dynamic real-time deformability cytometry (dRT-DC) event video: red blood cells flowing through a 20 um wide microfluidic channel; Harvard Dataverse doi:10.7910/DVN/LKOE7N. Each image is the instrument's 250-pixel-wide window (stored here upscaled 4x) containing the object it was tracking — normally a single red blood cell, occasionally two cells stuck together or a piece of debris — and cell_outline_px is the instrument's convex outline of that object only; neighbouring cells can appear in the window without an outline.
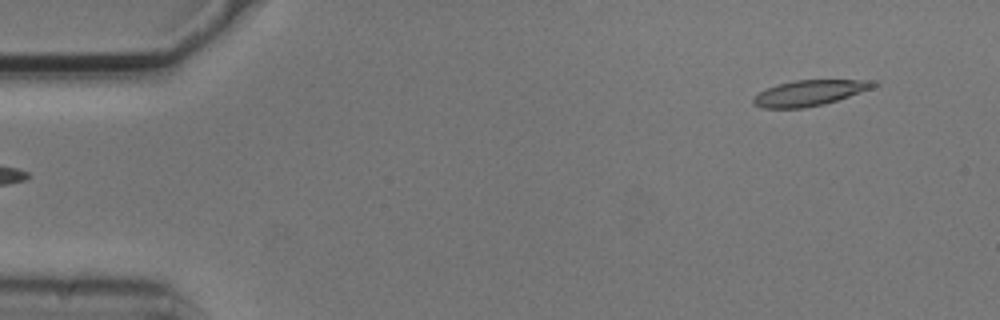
{"species": "common noctule bat (a hibernating species)", "species_latin": "Nyctalus noctula", "temperature_condition": "cold", "stored_images_in_passage": 4, "segment_of_instrument_passage": [2, 2], "camera_frame_rate_fps": 3000, "um_per_image_px": 0.085, "animal": {"sex": "male", "body_mass_g": 20.5, "forearm_length_mm": 52.5}, "frame": {"image": 1, "passage_image": 4, "time_ms": 1.0, "image_size_px": [1000, 320], "cell_outline_px": [[880, 84], [872, 88], [824, 104], [804, 108], [760, 108], [752, 104], [752, 100], [760, 92], [768, 88], [780, 84], [796, 80], [880, 80]], "centroid_in_image_um": [68.84, 7.9], "position_along_channel_um": 16.2, "area_um2": 17.8}}